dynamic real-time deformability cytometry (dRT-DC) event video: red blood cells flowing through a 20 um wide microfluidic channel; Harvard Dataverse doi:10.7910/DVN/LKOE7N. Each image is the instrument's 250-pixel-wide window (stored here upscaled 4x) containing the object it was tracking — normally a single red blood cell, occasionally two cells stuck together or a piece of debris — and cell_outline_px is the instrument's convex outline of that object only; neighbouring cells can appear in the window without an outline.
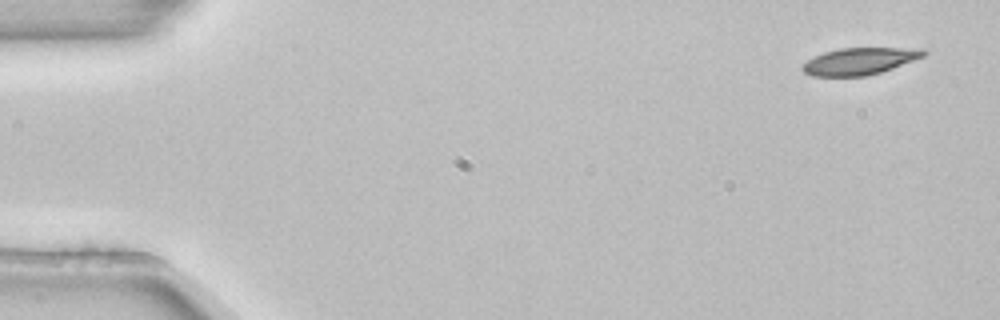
{"species": "common noctule bat (a hibernating species)", "species_latin": "Nyctalus noctula", "temperature_condition": "room temperature", "stored_images_in_passage": 3, "camera_frame_rate_fps": 3000, "um_per_image_px": 0.085, "animal": {"sex": "female", "body_mass_g": 22.7, "forearm_length_mm": 54.2}, "frame": {"image": 1, "passage_image": 1, "time_ms": 0.0, "image_size_px": [1000, 320], "cell_outline_px": [[928, 52], [924, 56], [892, 68], [868, 76], [812, 76], [804, 72], [800, 68], [800, 64], [824, 52], [840, 48], [924, 48]], "centroid_in_image_um": [73.05, 5.2], "position_along_channel_um": 11.9, "area_um2": 19.02}}
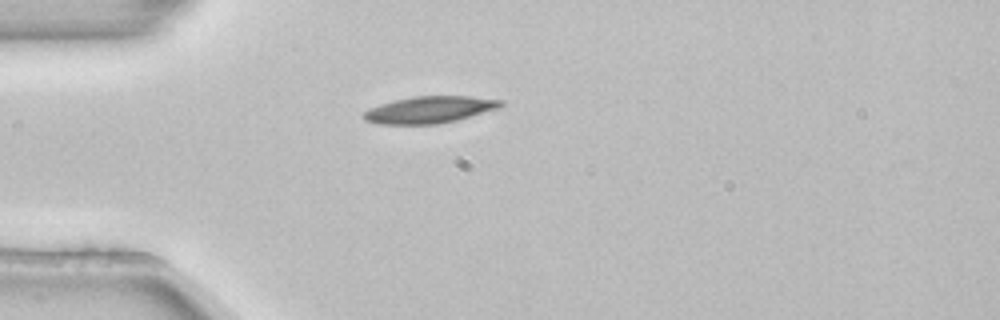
{"frame": {"image": 2, "passage_image": 3, "time_ms": 0.667, "image_size_px": [1000, 320], "cell_outline_px": [[504, 104], [496, 108], [456, 120], [436, 124], [380, 124], [364, 120], [360, 116], [368, 108], [380, 104], [396, 100], [416, 96], [468, 96], [504, 100]], "centroid_in_image_um": [36.46, 9.32], "position_along_channel_um": 48.5, "area_um2": 21.21}}